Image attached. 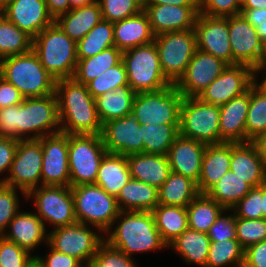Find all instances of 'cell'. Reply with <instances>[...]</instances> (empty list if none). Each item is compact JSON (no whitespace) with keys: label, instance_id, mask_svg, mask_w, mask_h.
<instances>
[{"label":"cell","instance_id":"1","mask_svg":"<svg viewBox=\"0 0 266 267\" xmlns=\"http://www.w3.org/2000/svg\"><path fill=\"white\" fill-rule=\"evenodd\" d=\"M61 132L66 134L101 135V123L95 98L87 85L74 78L56 80Z\"/></svg>","mask_w":266,"mask_h":267},{"label":"cell","instance_id":"2","mask_svg":"<svg viewBox=\"0 0 266 267\" xmlns=\"http://www.w3.org/2000/svg\"><path fill=\"white\" fill-rule=\"evenodd\" d=\"M120 221V222H119ZM118 225L108 230L105 241L113 248L132 257L134 253L167 248L158 232L151 211H120L113 222Z\"/></svg>","mask_w":266,"mask_h":267},{"label":"cell","instance_id":"3","mask_svg":"<svg viewBox=\"0 0 266 267\" xmlns=\"http://www.w3.org/2000/svg\"><path fill=\"white\" fill-rule=\"evenodd\" d=\"M0 76L13 84L24 98L55 93L56 79L46 71L32 49L24 54L1 59Z\"/></svg>","mask_w":266,"mask_h":267},{"label":"cell","instance_id":"4","mask_svg":"<svg viewBox=\"0 0 266 267\" xmlns=\"http://www.w3.org/2000/svg\"><path fill=\"white\" fill-rule=\"evenodd\" d=\"M32 50L56 80L73 78L78 61L76 42L55 22L32 39Z\"/></svg>","mask_w":266,"mask_h":267},{"label":"cell","instance_id":"5","mask_svg":"<svg viewBox=\"0 0 266 267\" xmlns=\"http://www.w3.org/2000/svg\"><path fill=\"white\" fill-rule=\"evenodd\" d=\"M71 191L77 222L96 228L101 235L112 228L121 211L115 196L96 184L73 186Z\"/></svg>","mask_w":266,"mask_h":267},{"label":"cell","instance_id":"6","mask_svg":"<svg viewBox=\"0 0 266 267\" xmlns=\"http://www.w3.org/2000/svg\"><path fill=\"white\" fill-rule=\"evenodd\" d=\"M128 84L135 93L160 91L172 83L164 76L154 42L123 52Z\"/></svg>","mask_w":266,"mask_h":267},{"label":"cell","instance_id":"7","mask_svg":"<svg viewBox=\"0 0 266 267\" xmlns=\"http://www.w3.org/2000/svg\"><path fill=\"white\" fill-rule=\"evenodd\" d=\"M107 153L101 135L68 134L70 187L95 184L100 163Z\"/></svg>","mask_w":266,"mask_h":267},{"label":"cell","instance_id":"8","mask_svg":"<svg viewBox=\"0 0 266 267\" xmlns=\"http://www.w3.org/2000/svg\"><path fill=\"white\" fill-rule=\"evenodd\" d=\"M220 106L197 97H183L180 106L179 135L206 145L220 143Z\"/></svg>","mask_w":266,"mask_h":267},{"label":"cell","instance_id":"9","mask_svg":"<svg viewBox=\"0 0 266 267\" xmlns=\"http://www.w3.org/2000/svg\"><path fill=\"white\" fill-rule=\"evenodd\" d=\"M61 132L56 93L24 98L19 105V140L40 139ZM28 134H32L28 137Z\"/></svg>","mask_w":266,"mask_h":267},{"label":"cell","instance_id":"10","mask_svg":"<svg viewBox=\"0 0 266 267\" xmlns=\"http://www.w3.org/2000/svg\"><path fill=\"white\" fill-rule=\"evenodd\" d=\"M182 94L172 84L156 92L136 93L131 115L140 124H179Z\"/></svg>","mask_w":266,"mask_h":267},{"label":"cell","instance_id":"11","mask_svg":"<svg viewBox=\"0 0 266 267\" xmlns=\"http://www.w3.org/2000/svg\"><path fill=\"white\" fill-rule=\"evenodd\" d=\"M160 66L164 76L175 84L184 74L197 50L194 29L166 32L155 36Z\"/></svg>","mask_w":266,"mask_h":267},{"label":"cell","instance_id":"12","mask_svg":"<svg viewBox=\"0 0 266 267\" xmlns=\"http://www.w3.org/2000/svg\"><path fill=\"white\" fill-rule=\"evenodd\" d=\"M32 198L36 214L52 227L58 228L75 224L74 198L70 186H39L32 189L26 200ZM45 221V222H44Z\"/></svg>","mask_w":266,"mask_h":267},{"label":"cell","instance_id":"13","mask_svg":"<svg viewBox=\"0 0 266 267\" xmlns=\"http://www.w3.org/2000/svg\"><path fill=\"white\" fill-rule=\"evenodd\" d=\"M43 149L38 139L19 140L8 177L0 183L19 189L24 198L41 186Z\"/></svg>","mask_w":266,"mask_h":267},{"label":"cell","instance_id":"14","mask_svg":"<svg viewBox=\"0 0 266 267\" xmlns=\"http://www.w3.org/2000/svg\"><path fill=\"white\" fill-rule=\"evenodd\" d=\"M100 232H94L88 225L76 222L51 230L48 233L47 245L78 259L82 264H89L99 246L105 241V234L101 236Z\"/></svg>","mask_w":266,"mask_h":267},{"label":"cell","instance_id":"15","mask_svg":"<svg viewBox=\"0 0 266 267\" xmlns=\"http://www.w3.org/2000/svg\"><path fill=\"white\" fill-rule=\"evenodd\" d=\"M229 39L234 64H246L256 72L266 63V47L241 14L228 17Z\"/></svg>","mask_w":266,"mask_h":267},{"label":"cell","instance_id":"16","mask_svg":"<svg viewBox=\"0 0 266 267\" xmlns=\"http://www.w3.org/2000/svg\"><path fill=\"white\" fill-rule=\"evenodd\" d=\"M257 72L249 65H228L197 98L202 102L222 105L246 92L258 80Z\"/></svg>","mask_w":266,"mask_h":267},{"label":"cell","instance_id":"17","mask_svg":"<svg viewBox=\"0 0 266 267\" xmlns=\"http://www.w3.org/2000/svg\"><path fill=\"white\" fill-rule=\"evenodd\" d=\"M43 149L42 186H70L68 134L59 132L40 139Z\"/></svg>","mask_w":266,"mask_h":267},{"label":"cell","instance_id":"18","mask_svg":"<svg viewBox=\"0 0 266 267\" xmlns=\"http://www.w3.org/2000/svg\"><path fill=\"white\" fill-rule=\"evenodd\" d=\"M227 66L223 60L197 49L184 74L174 85L183 97H198Z\"/></svg>","mask_w":266,"mask_h":267},{"label":"cell","instance_id":"19","mask_svg":"<svg viewBox=\"0 0 266 267\" xmlns=\"http://www.w3.org/2000/svg\"><path fill=\"white\" fill-rule=\"evenodd\" d=\"M197 49L233 65L228 17H211L198 14L194 25Z\"/></svg>","mask_w":266,"mask_h":267},{"label":"cell","instance_id":"20","mask_svg":"<svg viewBox=\"0 0 266 267\" xmlns=\"http://www.w3.org/2000/svg\"><path fill=\"white\" fill-rule=\"evenodd\" d=\"M101 136L108 153L124 156L143 153L142 126L132 115L104 123Z\"/></svg>","mask_w":266,"mask_h":267},{"label":"cell","instance_id":"21","mask_svg":"<svg viewBox=\"0 0 266 267\" xmlns=\"http://www.w3.org/2000/svg\"><path fill=\"white\" fill-rule=\"evenodd\" d=\"M143 10L155 36L194 29L199 14V6L143 5Z\"/></svg>","mask_w":266,"mask_h":267},{"label":"cell","instance_id":"22","mask_svg":"<svg viewBox=\"0 0 266 267\" xmlns=\"http://www.w3.org/2000/svg\"><path fill=\"white\" fill-rule=\"evenodd\" d=\"M3 11L10 22L32 39L54 23L45 0H13Z\"/></svg>","mask_w":266,"mask_h":267},{"label":"cell","instance_id":"23","mask_svg":"<svg viewBox=\"0 0 266 267\" xmlns=\"http://www.w3.org/2000/svg\"><path fill=\"white\" fill-rule=\"evenodd\" d=\"M250 87L241 95L220 105V143H246V119Z\"/></svg>","mask_w":266,"mask_h":267},{"label":"cell","instance_id":"24","mask_svg":"<svg viewBox=\"0 0 266 267\" xmlns=\"http://www.w3.org/2000/svg\"><path fill=\"white\" fill-rule=\"evenodd\" d=\"M206 146L202 142L179 135L167 153L171 171L198 183Z\"/></svg>","mask_w":266,"mask_h":267},{"label":"cell","instance_id":"25","mask_svg":"<svg viewBox=\"0 0 266 267\" xmlns=\"http://www.w3.org/2000/svg\"><path fill=\"white\" fill-rule=\"evenodd\" d=\"M8 232L3 233V237L19 247L33 253V249L37 248L43 241L48 243V233L46 225L33 212H18V214L10 221Z\"/></svg>","mask_w":266,"mask_h":267},{"label":"cell","instance_id":"26","mask_svg":"<svg viewBox=\"0 0 266 267\" xmlns=\"http://www.w3.org/2000/svg\"><path fill=\"white\" fill-rule=\"evenodd\" d=\"M230 170L252 187L266 182V166L252 142L231 143Z\"/></svg>","mask_w":266,"mask_h":267},{"label":"cell","instance_id":"27","mask_svg":"<svg viewBox=\"0 0 266 267\" xmlns=\"http://www.w3.org/2000/svg\"><path fill=\"white\" fill-rule=\"evenodd\" d=\"M115 46L122 52L154 42L148 15L144 10L138 14L113 23Z\"/></svg>","mask_w":266,"mask_h":267},{"label":"cell","instance_id":"28","mask_svg":"<svg viewBox=\"0 0 266 267\" xmlns=\"http://www.w3.org/2000/svg\"><path fill=\"white\" fill-rule=\"evenodd\" d=\"M231 143L207 145L201 166L197 187L200 193H206L220 178L230 170Z\"/></svg>","mask_w":266,"mask_h":267},{"label":"cell","instance_id":"29","mask_svg":"<svg viewBox=\"0 0 266 267\" xmlns=\"http://www.w3.org/2000/svg\"><path fill=\"white\" fill-rule=\"evenodd\" d=\"M131 178L157 189L171 173L167 155L139 153L127 156Z\"/></svg>","mask_w":266,"mask_h":267},{"label":"cell","instance_id":"30","mask_svg":"<svg viewBox=\"0 0 266 267\" xmlns=\"http://www.w3.org/2000/svg\"><path fill=\"white\" fill-rule=\"evenodd\" d=\"M102 20L99 3L76 7L57 17L54 22L76 43Z\"/></svg>","mask_w":266,"mask_h":267},{"label":"cell","instance_id":"31","mask_svg":"<svg viewBox=\"0 0 266 267\" xmlns=\"http://www.w3.org/2000/svg\"><path fill=\"white\" fill-rule=\"evenodd\" d=\"M130 178L127 156L107 153L100 163L95 184L117 197Z\"/></svg>","mask_w":266,"mask_h":267},{"label":"cell","instance_id":"32","mask_svg":"<svg viewBox=\"0 0 266 267\" xmlns=\"http://www.w3.org/2000/svg\"><path fill=\"white\" fill-rule=\"evenodd\" d=\"M116 199L121 211H152L158 205V189L130 178Z\"/></svg>","mask_w":266,"mask_h":267},{"label":"cell","instance_id":"33","mask_svg":"<svg viewBox=\"0 0 266 267\" xmlns=\"http://www.w3.org/2000/svg\"><path fill=\"white\" fill-rule=\"evenodd\" d=\"M135 95L129 85H122L97 97L95 100L101 123L131 115Z\"/></svg>","mask_w":266,"mask_h":267},{"label":"cell","instance_id":"34","mask_svg":"<svg viewBox=\"0 0 266 267\" xmlns=\"http://www.w3.org/2000/svg\"><path fill=\"white\" fill-rule=\"evenodd\" d=\"M199 193L195 181L171 171L168 179L158 188V204L186 208Z\"/></svg>","mask_w":266,"mask_h":267},{"label":"cell","instance_id":"35","mask_svg":"<svg viewBox=\"0 0 266 267\" xmlns=\"http://www.w3.org/2000/svg\"><path fill=\"white\" fill-rule=\"evenodd\" d=\"M151 212L156 228L167 245L189 228L185 207L158 204Z\"/></svg>","mask_w":266,"mask_h":267},{"label":"cell","instance_id":"36","mask_svg":"<svg viewBox=\"0 0 266 267\" xmlns=\"http://www.w3.org/2000/svg\"><path fill=\"white\" fill-rule=\"evenodd\" d=\"M209 246L210 238L206 233L187 228L168 245V248L171 247L179 253L185 262L205 267Z\"/></svg>","mask_w":266,"mask_h":267},{"label":"cell","instance_id":"37","mask_svg":"<svg viewBox=\"0 0 266 267\" xmlns=\"http://www.w3.org/2000/svg\"><path fill=\"white\" fill-rule=\"evenodd\" d=\"M123 52L116 46L103 50L95 56L80 59L73 78L87 85L91 80L97 78L107 69L116 66L122 61Z\"/></svg>","mask_w":266,"mask_h":267},{"label":"cell","instance_id":"38","mask_svg":"<svg viewBox=\"0 0 266 267\" xmlns=\"http://www.w3.org/2000/svg\"><path fill=\"white\" fill-rule=\"evenodd\" d=\"M224 210L222 205L206 193H199L186 207L189 228L207 234Z\"/></svg>","mask_w":266,"mask_h":267},{"label":"cell","instance_id":"39","mask_svg":"<svg viewBox=\"0 0 266 267\" xmlns=\"http://www.w3.org/2000/svg\"><path fill=\"white\" fill-rule=\"evenodd\" d=\"M252 188L248 182L229 170L206 194L225 209H231Z\"/></svg>","mask_w":266,"mask_h":267},{"label":"cell","instance_id":"40","mask_svg":"<svg viewBox=\"0 0 266 267\" xmlns=\"http://www.w3.org/2000/svg\"><path fill=\"white\" fill-rule=\"evenodd\" d=\"M266 133V87L257 80L250 86V104L246 119V143Z\"/></svg>","mask_w":266,"mask_h":267},{"label":"cell","instance_id":"41","mask_svg":"<svg viewBox=\"0 0 266 267\" xmlns=\"http://www.w3.org/2000/svg\"><path fill=\"white\" fill-rule=\"evenodd\" d=\"M143 153L167 155L179 136V124H141Z\"/></svg>","mask_w":266,"mask_h":267},{"label":"cell","instance_id":"42","mask_svg":"<svg viewBox=\"0 0 266 267\" xmlns=\"http://www.w3.org/2000/svg\"><path fill=\"white\" fill-rule=\"evenodd\" d=\"M112 46H115L113 23L102 19L76 43L77 58L80 60L95 56Z\"/></svg>","mask_w":266,"mask_h":267},{"label":"cell","instance_id":"43","mask_svg":"<svg viewBox=\"0 0 266 267\" xmlns=\"http://www.w3.org/2000/svg\"><path fill=\"white\" fill-rule=\"evenodd\" d=\"M244 252L237 239L210 241L205 267H243Z\"/></svg>","mask_w":266,"mask_h":267},{"label":"cell","instance_id":"44","mask_svg":"<svg viewBox=\"0 0 266 267\" xmlns=\"http://www.w3.org/2000/svg\"><path fill=\"white\" fill-rule=\"evenodd\" d=\"M32 49V38L5 18L0 23V60Z\"/></svg>","mask_w":266,"mask_h":267},{"label":"cell","instance_id":"45","mask_svg":"<svg viewBox=\"0 0 266 267\" xmlns=\"http://www.w3.org/2000/svg\"><path fill=\"white\" fill-rule=\"evenodd\" d=\"M122 85H129L123 61L91 80L87 84V88L90 94L96 99L107 91H114Z\"/></svg>","mask_w":266,"mask_h":267},{"label":"cell","instance_id":"46","mask_svg":"<svg viewBox=\"0 0 266 267\" xmlns=\"http://www.w3.org/2000/svg\"><path fill=\"white\" fill-rule=\"evenodd\" d=\"M100 5L102 19L116 22L143 10V0H97Z\"/></svg>","mask_w":266,"mask_h":267},{"label":"cell","instance_id":"47","mask_svg":"<svg viewBox=\"0 0 266 267\" xmlns=\"http://www.w3.org/2000/svg\"><path fill=\"white\" fill-rule=\"evenodd\" d=\"M237 240L246 249L248 246L266 241V218L244 219L235 217Z\"/></svg>","mask_w":266,"mask_h":267},{"label":"cell","instance_id":"48","mask_svg":"<svg viewBox=\"0 0 266 267\" xmlns=\"http://www.w3.org/2000/svg\"><path fill=\"white\" fill-rule=\"evenodd\" d=\"M90 267H137L132 257L104 241L89 263Z\"/></svg>","mask_w":266,"mask_h":267},{"label":"cell","instance_id":"49","mask_svg":"<svg viewBox=\"0 0 266 267\" xmlns=\"http://www.w3.org/2000/svg\"><path fill=\"white\" fill-rule=\"evenodd\" d=\"M17 189L0 183V236L8 229L10 221L18 214L20 201Z\"/></svg>","mask_w":266,"mask_h":267},{"label":"cell","instance_id":"50","mask_svg":"<svg viewBox=\"0 0 266 267\" xmlns=\"http://www.w3.org/2000/svg\"><path fill=\"white\" fill-rule=\"evenodd\" d=\"M235 217L244 219L263 218L262 211V184L259 187H253L250 192L239 200L231 209Z\"/></svg>","mask_w":266,"mask_h":267},{"label":"cell","instance_id":"51","mask_svg":"<svg viewBox=\"0 0 266 267\" xmlns=\"http://www.w3.org/2000/svg\"><path fill=\"white\" fill-rule=\"evenodd\" d=\"M27 250L16 243L0 236V265L1 267H26L36 255L31 256Z\"/></svg>","mask_w":266,"mask_h":267},{"label":"cell","instance_id":"52","mask_svg":"<svg viewBox=\"0 0 266 267\" xmlns=\"http://www.w3.org/2000/svg\"><path fill=\"white\" fill-rule=\"evenodd\" d=\"M199 13L211 17L240 15V0H199Z\"/></svg>","mask_w":266,"mask_h":267},{"label":"cell","instance_id":"53","mask_svg":"<svg viewBox=\"0 0 266 267\" xmlns=\"http://www.w3.org/2000/svg\"><path fill=\"white\" fill-rule=\"evenodd\" d=\"M227 211H230V209H225L224 211H222L217 220L210 227L207 233L210 241L237 239L234 212L231 215H227ZM224 213L226 215H223Z\"/></svg>","mask_w":266,"mask_h":267},{"label":"cell","instance_id":"54","mask_svg":"<svg viewBox=\"0 0 266 267\" xmlns=\"http://www.w3.org/2000/svg\"><path fill=\"white\" fill-rule=\"evenodd\" d=\"M0 137L19 140V105L0 109Z\"/></svg>","mask_w":266,"mask_h":267},{"label":"cell","instance_id":"55","mask_svg":"<svg viewBox=\"0 0 266 267\" xmlns=\"http://www.w3.org/2000/svg\"><path fill=\"white\" fill-rule=\"evenodd\" d=\"M42 267H81L83 264L76 258L63 254L49 245V254L35 256Z\"/></svg>","mask_w":266,"mask_h":267},{"label":"cell","instance_id":"56","mask_svg":"<svg viewBox=\"0 0 266 267\" xmlns=\"http://www.w3.org/2000/svg\"><path fill=\"white\" fill-rule=\"evenodd\" d=\"M254 28L266 47V8L241 9L240 13Z\"/></svg>","mask_w":266,"mask_h":267},{"label":"cell","instance_id":"57","mask_svg":"<svg viewBox=\"0 0 266 267\" xmlns=\"http://www.w3.org/2000/svg\"><path fill=\"white\" fill-rule=\"evenodd\" d=\"M19 140L10 137H0V174L9 172Z\"/></svg>","mask_w":266,"mask_h":267},{"label":"cell","instance_id":"58","mask_svg":"<svg viewBox=\"0 0 266 267\" xmlns=\"http://www.w3.org/2000/svg\"><path fill=\"white\" fill-rule=\"evenodd\" d=\"M243 267H266V241L252 244L245 249Z\"/></svg>","mask_w":266,"mask_h":267},{"label":"cell","instance_id":"59","mask_svg":"<svg viewBox=\"0 0 266 267\" xmlns=\"http://www.w3.org/2000/svg\"><path fill=\"white\" fill-rule=\"evenodd\" d=\"M24 97L11 83L0 76V109L11 105H20Z\"/></svg>","mask_w":266,"mask_h":267},{"label":"cell","instance_id":"60","mask_svg":"<svg viewBox=\"0 0 266 267\" xmlns=\"http://www.w3.org/2000/svg\"><path fill=\"white\" fill-rule=\"evenodd\" d=\"M49 14L55 20L70 10L69 0H45Z\"/></svg>","mask_w":266,"mask_h":267},{"label":"cell","instance_id":"61","mask_svg":"<svg viewBox=\"0 0 266 267\" xmlns=\"http://www.w3.org/2000/svg\"><path fill=\"white\" fill-rule=\"evenodd\" d=\"M199 6V0H143V5Z\"/></svg>","mask_w":266,"mask_h":267},{"label":"cell","instance_id":"62","mask_svg":"<svg viewBox=\"0 0 266 267\" xmlns=\"http://www.w3.org/2000/svg\"><path fill=\"white\" fill-rule=\"evenodd\" d=\"M252 143L256 146L259 155L266 166V133L259 135L252 141Z\"/></svg>","mask_w":266,"mask_h":267},{"label":"cell","instance_id":"63","mask_svg":"<svg viewBox=\"0 0 266 267\" xmlns=\"http://www.w3.org/2000/svg\"><path fill=\"white\" fill-rule=\"evenodd\" d=\"M259 9L266 8V0H243L241 9Z\"/></svg>","mask_w":266,"mask_h":267},{"label":"cell","instance_id":"64","mask_svg":"<svg viewBox=\"0 0 266 267\" xmlns=\"http://www.w3.org/2000/svg\"><path fill=\"white\" fill-rule=\"evenodd\" d=\"M70 10L76 7L88 6L96 2L97 0H69Z\"/></svg>","mask_w":266,"mask_h":267},{"label":"cell","instance_id":"65","mask_svg":"<svg viewBox=\"0 0 266 267\" xmlns=\"http://www.w3.org/2000/svg\"><path fill=\"white\" fill-rule=\"evenodd\" d=\"M262 211L263 218H266V182L262 184Z\"/></svg>","mask_w":266,"mask_h":267},{"label":"cell","instance_id":"66","mask_svg":"<svg viewBox=\"0 0 266 267\" xmlns=\"http://www.w3.org/2000/svg\"><path fill=\"white\" fill-rule=\"evenodd\" d=\"M266 71V63L259 69V71L257 72V74H259L261 71ZM265 77H264V80H262V84L266 87V72H262Z\"/></svg>","mask_w":266,"mask_h":267},{"label":"cell","instance_id":"67","mask_svg":"<svg viewBox=\"0 0 266 267\" xmlns=\"http://www.w3.org/2000/svg\"><path fill=\"white\" fill-rule=\"evenodd\" d=\"M26 267H42L41 264L34 258Z\"/></svg>","mask_w":266,"mask_h":267},{"label":"cell","instance_id":"68","mask_svg":"<svg viewBox=\"0 0 266 267\" xmlns=\"http://www.w3.org/2000/svg\"><path fill=\"white\" fill-rule=\"evenodd\" d=\"M13 0H0V9L5 8L9 3H11Z\"/></svg>","mask_w":266,"mask_h":267},{"label":"cell","instance_id":"69","mask_svg":"<svg viewBox=\"0 0 266 267\" xmlns=\"http://www.w3.org/2000/svg\"><path fill=\"white\" fill-rule=\"evenodd\" d=\"M6 18L3 9H0V23Z\"/></svg>","mask_w":266,"mask_h":267},{"label":"cell","instance_id":"70","mask_svg":"<svg viewBox=\"0 0 266 267\" xmlns=\"http://www.w3.org/2000/svg\"><path fill=\"white\" fill-rule=\"evenodd\" d=\"M81 267H90L89 264H83Z\"/></svg>","mask_w":266,"mask_h":267}]
</instances>
